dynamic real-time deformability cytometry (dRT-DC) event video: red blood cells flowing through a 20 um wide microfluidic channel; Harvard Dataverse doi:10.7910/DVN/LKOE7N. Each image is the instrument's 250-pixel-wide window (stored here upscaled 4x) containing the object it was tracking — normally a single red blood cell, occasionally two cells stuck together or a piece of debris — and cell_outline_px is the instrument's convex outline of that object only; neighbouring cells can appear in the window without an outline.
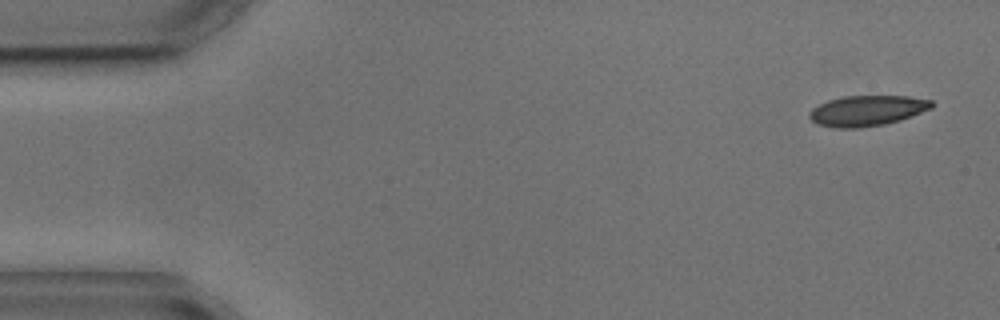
{"species": "common noctule bat (a hibernating species)", "species_latin": "Nyctalus noctula", "temperature_condition": "cold", "stored_images_in_passage": 4, "camera_frame_rate_fps": 3000, "um_per_image_px": 0.085, "animal": {"sex": "male", "body_mass_g": 17.9, "forearm_length_mm": 54.2}, "frame": {"image": 1, "passage_image": 1, "time_ms": 0.0, "image_size_px": [1000, 320], "cell_outline_px": [[932, 108], [912, 116], [900, 120], [884, 124], [860, 128], [832, 128], [816, 124], [808, 116], [808, 112], [812, 108], [828, 100], [844, 96], [908, 96], [932, 100]], "centroid_in_image_um": [73.67, 9.41], "position_along_channel_um": 11.3, "area_um2": 21.85}}
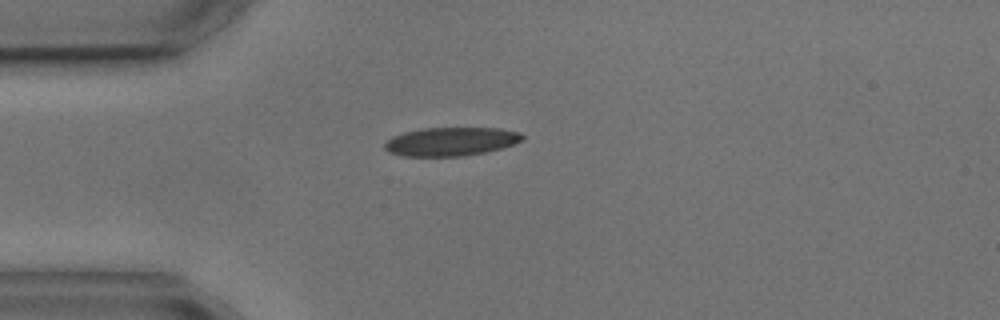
{"frame": {"image": 2, "passage_image": 4, "time_ms": 3.667, "image_size_px": [1000, 320], "cell_outline_px": [[524, 140], [500, 148], [484, 152], [464, 156], [400, 156], [388, 152], [384, 148], [384, 144], [392, 136], [404, 132], [424, 128], [500, 128], [520, 132], [524, 136]], "centroid_in_image_um": [38.31, 12.03], "position_along_channel_um": 46.7, "area_um2": 22.95}}